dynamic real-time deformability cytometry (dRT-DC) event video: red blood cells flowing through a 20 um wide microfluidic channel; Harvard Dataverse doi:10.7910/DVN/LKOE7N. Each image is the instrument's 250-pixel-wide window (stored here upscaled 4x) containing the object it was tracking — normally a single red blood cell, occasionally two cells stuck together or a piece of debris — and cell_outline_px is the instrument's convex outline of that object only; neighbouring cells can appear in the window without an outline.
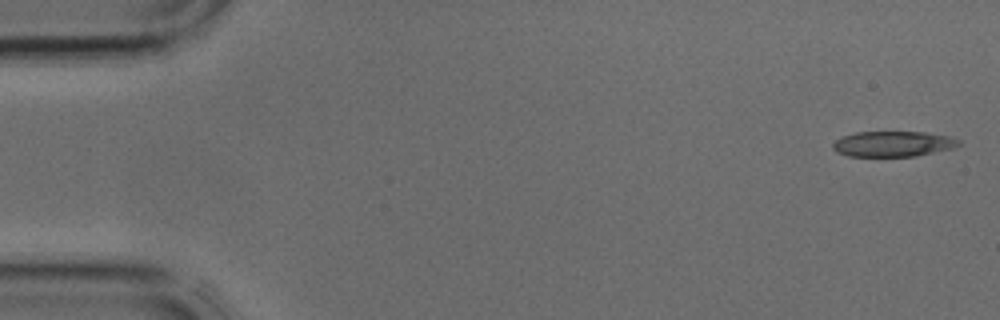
{"species": "common noctule bat (a hibernating species)", "species_latin": "Nyctalus noctula", "temperature_condition": "cold", "stored_images_in_passage": 39, "camera_frame_rate_fps": 3000, "um_per_image_px": 0.085, "animal": {"sex": "male", "body_mass_g": 17.9, "forearm_length_mm": 54.2}, "frame": {"image": 1, "passage_image": 1, "time_ms": 0.0, "image_size_px": [1000, 320], "cell_outline_px": [[960, 144], [952, 148], [916, 156], [848, 156], [836, 152], [832, 148], [832, 144], [836, 140], [844, 136], [856, 132], [924, 132], [948, 136], [960, 140]], "centroid_in_image_um": [75.88, 12.23], "position_along_channel_um": 9.1, "area_um2": 18.55}}
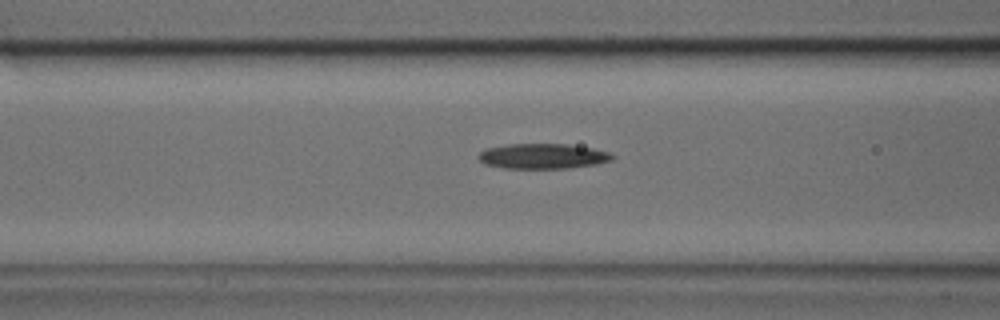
{"frame": {"image": 2, "passage_image": 15, "time_ms": 4.667, "image_size_px": [1000, 320], "cell_outline_px": [[616, 156], [612, 160], [596, 164], [572, 168], [504, 168], [484, 164], [476, 156], [484, 148], [508, 144], [568, 144], [592, 148], [608, 152]], "centroid_in_image_um": [46.12, 13.27], "position_along_channel_um": 120.5, "area_um2": 19.77}}
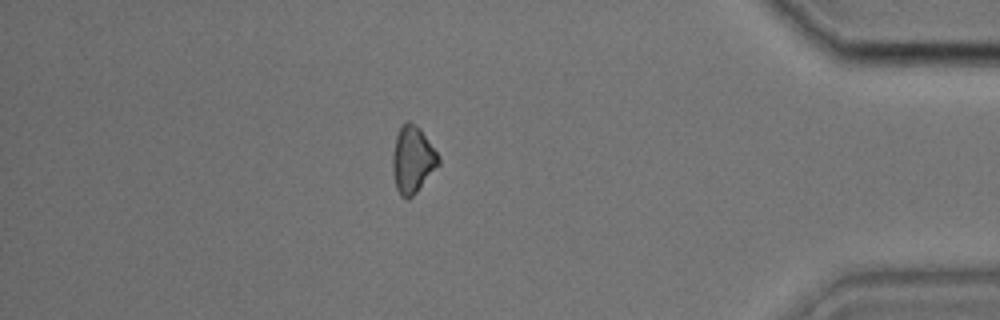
{"frame": {"image": 3, "passage_image": 34, "time_ms": 11.0, "image_size_px": [1000, 320], "cell_outline_px": [[440, 164], [416, 192], [408, 200], [404, 200], [400, 196], [396, 188], [392, 168], [392, 156], [396, 136], [400, 128], [408, 120], [416, 124], [420, 128], [440, 156]], "centroid_in_image_um": [35.07, 13.58], "position_along_channel_um": 400.1, "area_um2": 17.98}}